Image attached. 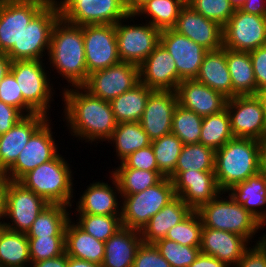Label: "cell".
Wrapping results in <instances>:
<instances>
[{
	"instance_id": "6da1fadb",
	"label": "cell",
	"mask_w": 266,
	"mask_h": 267,
	"mask_svg": "<svg viewBox=\"0 0 266 267\" xmlns=\"http://www.w3.org/2000/svg\"><path fill=\"white\" fill-rule=\"evenodd\" d=\"M61 90L63 121L71 136L91 145L108 142L117 125L110 101L92 95L83 86Z\"/></svg>"
},
{
	"instance_id": "7a4b0ae2",
	"label": "cell",
	"mask_w": 266,
	"mask_h": 267,
	"mask_svg": "<svg viewBox=\"0 0 266 267\" xmlns=\"http://www.w3.org/2000/svg\"><path fill=\"white\" fill-rule=\"evenodd\" d=\"M45 58L49 62L48 66L56 69L63 80L67 81L68 86L65 84L62 89L83 86L87 81L83 26L59 18L53 26L50 48Z\"/></svg>"
},
{
	"instance_id": "3957f363",
	"label": "cell",
	"mask_w": 266,
	"mask_h": 267,
	"mask_svg": "<svg viewBox=\"0 0 266 267\" xmlns=\"http://www.w3.org/2000/svg\"><path fill=\"white\" fill-rule=\"evenodd\" d=\"M258 140L233 137L215 151V177L219 189L232 186L260 172Z\"/></svg>"
},
{
	"instance_id": "277c9868",
	"label": "cell",
	"mask_w": 266,
	"mask_h": 267,
	"mask_svg": "<svg viewBox=\"0 0 266 267\" xmlns=\"http://www.w3.org/2000/svg\"><path fill=\"white\" fill-rule=\"evenodd\" d=\"M59 153L25 174L18 182L43 197L49 204L73 206L75 188L72 167Z\"/></svg>"
},
{
	"instance_id": "5b68a950",
	"label": "cell",
	"mask_w": 266,
	"mask_h": 267,
	"mask_svg": "<svg viewBox=\"0 0 266 267\" xmlns=\"http://www.w3.org/2000/svg\"><path fill=\"white\" fill-rule=\"evenodd\" d=\"M223 194L226 192H221L197 210L203 227L232 232L243 236L249 243L254 242L253 237L265 226L229 194Z\"/></svg>"
},
{
	"instance_id": "8992f818",
	"label": "cell",
	"mask_w": 266,
	"mask_h": 267,
	"mask_svg": "<svg viewBox=\"0 0 266 267\" xmlns=\"http://www.w3.org/2000/svg\"><path fill=\"white\" fill-rule=\"evenodd\" d=\"M175 197L173 182L168 177L142 192L121 196L122 227L141 231L150 218Z\"/></svg>"
},
{
	"instance_id": "52a82bcc",
	"label": "cell",
	"mask_w": 266,
	"mask_h": 267,
	"mask_svg": "<svg viewBox=\"0 0 266 267\" xmlns=\"http://www.w3.org/2000/svg\"><path fill=\"white\" fill-rule=\"evenodd\" d=\"M43 61L46 60L12 61L10 72L14 75L19 85L23 100L36 113L50 117L49 111L56 91L53 88V84H50V74L48 69H45L47 66Z\"/></svg>"
},
{
	"instance_id": "ba28073f",
	"label": "cell",
	"mask_w": 266,
	"mask_h": 267,
	"mask_svg": "<svg viewBox=\"0 0 266 267\" xmlns=\"http://www.w3.org/2000/svg\"><path fill=\"white\" fill-rule=\"evenodd\" d=\"M60 18L59 7L50 0L23 29L20 35V48H11L6 54L12 61L44 60L48 56L51 32Z\"/></svg>"
},
{
	"instance_id": "9c48e42d",
	"label": "cell",
	"mask_w": 266,
	"mask_h": 267,
	"mask_svg": "<svg viewBox=\"0 0 266 267\" xmlns=\"http://www.w3.org/2000/svg\"><path fill=\"white\" fill-rule=\"evenodd\" d=\"M133 19L135 15L129 14L115 24L117 47L121 62L139 66L160 43L161 31L146 21L137 24Z\"/></svg>"
},
{
	"instance_id": "30bf717a",
	"label": "cell",
	"mask_w": 266,
	"mask_h": 267,
	"mask_svg": "<svg viewBox=\"0 0 266 267\" xmlns=\"http://www.w3.org/2000/svg\"><path fill=\"white\" fill-rule=\"evenodd\" d=\"M60 18L83 26L96 24L115 25L129 15L124 0H55Z\"/></svg>"
},
{
	"instance_id": "8fae6325",
	"label": "cell",
	"mask_w": 266,
	"mask_h": 267,
	"mask_svg": "<svg viewBox=\"0 0 266 267\" xmlns=\"http://www.w3.org/2000/svg\"><path fill=\"white\" fill-rule=\"evenodd\" d=\"M48 204L43 197L25 188L18 181H9L3 226L15 232L27 233L36 217Z\"/></svg>"
},
{
	"instance_id": "7c38bea8",
	"label": "cell",
	"mask_w": 266,
	"mask_h": 267,
	"mask_svg": "<svg viewBox=\"0 0 266 267\" xmlns=\"http://www.w3.org/2000/svg\"><path fill=\"white\" fill-rule=\"evenodd\" d=\"M50 0H0V52L20 48V35Z\"/></svg>"
},
{
	"instance_id": "4fadbf2b",
	"label": "cell",
	"mask_w": 266,
	"mask_h": 267,
	"mask_svg": "<svg viewBox=\"0 0 266 267\" xmlns=\"http://www.w3.org/2000/svg\"><path fill=\"white\" fill-rule=\"evenodd\" d=\"M83 41L89 74L121 62L116 39L115 25H83Z\"/></svg>"
},
{
	"instance_id": "5bb4252c",
	"label": "cell",
	"mask_w": 266,
	"mask_h": 267,
	"mask_svg": "<svg viewBox=\"0 0 266 267\" xmlns=\"http://www.w3.org/2000/svg\"><path fill=\"white\" fill-rule=\"evenodd\" d=\"M49 118L29 139L15 163L4 173L10 181H19L37 166L54 159L58 154V144L53 136Z\"/></svg>"
},
{
	"instance_id": "9a60e30c",
	"label": "cell",
	"mask_w": 266,
	"mask_h": 267,
	"mask_svg": "<svg viewBox=\"0 0 266 267\" xmlns=\"http://www.w3.org/2000/svg\"><path fill=\"white\" fill-rule=\"evenodd\" d=\"M263 45H266V16L236 9L223 26V47L249 52Z\"/></svg>"
},
{
	"instance_id": "2e32d148",
	"label": "cell",
	"mask_w": 266,
	"mask_h": 267,
	"mask_svg": "<svg viewBox=\"0 0 266 267\" xmlns=\"http://www.w3.org/2000/svg\"><path fill=\"white\" fill-rule=\"evenodd\" d=\"M234 137L259 140L266 134L263 106L257 95H237L227 99L226 107Z\"/></svg>"
},
{
	"instance_id": "e0dca14e",
	"label": "cell",
	"mask_w": 266,
	"mask_h": 267,
	"mask_svg": "<svg viewBox=\"0 0 266 267\" xmlns=\"http://www.w3.org/2000/svg\"><path fill=\"white\" fill-rule=\"evenodd\" d=\"M139 82V66L129 62H119L89 74L83 87L92 95L111 101Z\"/></svg>"
},
{
	"instance_id": "ac0fdd59",
	"label": "cell",
	"mask_w": 266,
	"mask_h": 267,
	"mask_svg": "<svg viewBox=\"0 0 266 267\" xmlns=\"http://www.w3.org/2000/svg\"><path fill=\"white\" fill-rule=\"evenodd\" d=\"M169 178L173 182L176 196L193 211H197L222 192L214 171H174Z\"/></svg>"
},
{
	"instance_id": "d6986e66",
	"label": "cell",
	"mask_w": 266,
	"mask_h": 267,
	"mask_svg": "<svg viewBox=\"0 0 266 267\" xmlns=\"http://www.w3.org/2000/svg\"><path fill=\"white\" fill-rule=\"evenodd\" d=\"M160 43L174 59L178 73V85L182 80L195 79L207 50L173 29H165L160 32Z\"/></svg>"
},
{
	"instance_id": "ffe728a7",
	"label": "cell",
	"mask_w": 266,
	"mask_h": 267,
	"mask_svg": "<svg viewBox=\"0 0 266 267\" xmlns=\"http://www.w3.org/2000/svg\"><path fill=\"white\" fill-rule=\"evenodd\" d=\"M178 105L175 91L152 90L140 124L151 141L171 133L173 112Z\"/></svg>"
},
{
	"instance_id": "44dd1931",
	"label": "cell",
	"mask_w": 266,
	"mask_h": 267,
	"mask_svg": "<svg viewBox=\"0 0 266 267\" xmlns=\"http://www.w3.org/2000/svg\"><path fill=\"white\" fill-rule=\"evenodd\" d=\"M172 29L190 38L207 51L223 47V27L216 21L205 18L188 4L181 9Z\"/></svg>"
},
{
	"instance_id": "7402d4cb",
	"label": "cell",
	"mask_w": 266,
	"mask_h": 267,
	"mask_svg": "<svg viewBox=\"0 0 266 267\" xmlns=\"http://www.w3.org/2000/svg\"><path fill=\"white\" fill-rule=\"evenodd\" d=\"M140 82L152 90L175 91L178 88V73L174 59L159 43L139 65Z\"/></svg>"
},
{
	"instance_id": "603a6c76",
	"label": "cell",
	"mask_w": 266,
	"mask_h": 267,
	"mask_svg": "<svg viewBox=\"0 0 266 267\" xmlns=\"http://www.w3.org/2000/svg\"><path fill=\"white\" fill-rule=\"evenodd\" d=\"M49 118L41 113L25 115L0 136V174H4L15 163L31 136Z\"/></svg>"
},
{
	"instance_id": "cb8c5ba5",
	"label": "cell",
	"mask_w": 266,
	"mask_h": 267,
	"mask_svg": "<svg viewBox=\"0 0 266 267\" xmlns=\"http://www.w3.org/2000/svg\"><path fill=\"white\" fill-rule=\"evenodd\" d=\"M109 176L112 185L102 180V182L93 181L86 186L87 188L83 191V194H80V199L78 198L77 207L74 208L75 212L93 215H121L122 203H120L119 186L115 178L112 175Z\"/></svg>"
},
{
	"instance_id": "d4e9b609",
	"label": "cell",
	"mask_w": 266,
	"mask_h": 267,
	"mask_svg": "<svg viewBox=\"0 0 266 267\" xmlns=\"http://www.w3.org/2000/svg\"><path fill=\"white\" fill-rule=\"evenodd\" d=\"M178 104L205 117L225 109L227 98L195 79L182 80L176 90Z\"/></svg>"
},
{
	"instance_id": "484cf974",
	"label": "cell",
	"mask_w": 266,
	"mask_h": 267,
	"mask_svg": "<svg viewBox=\"0 0 266 267\" xmlns=\"http://www.w3.org/2000/svg\"><path fill=\"white\" fill-rule=\"evenodd\" d=\"M251 244L238 234L203 227L201 253L216 257L230 267H235Z\"/></svg>"
},
{
	"instance_id": "4316f807",
	"label": "cell",
	"mask_w": 266,
	"mask_h": 267,
	"mask_svg": "<svg viewBox=\"0 0 266 267\" xmlns=\"http://www.w3.org/2000/svg\"><path fill=\"white\" fill-rule=\"evenodd\" d=\"M142 242L139 230L121 227L105 242L101 267H132Z\"/></svg>"
},
{
	"instance_id": "83f0119b",
	"label": "cell",
	"mask_w": 266,
	"mask_h": 267,
	"mask_svg": "<svg viewBox=\"0 0 266 267\" xmlns=\"http://www.w3.org/2000/svg\"><path fill=\"white\" fill-rule=\"evenodd\" d=\"M193 210L178 196L150 218L140 231L143 243L154 244L164 239L175 225L186 219Z\"/></svg>"
},
{
	"instance_id": "f1b7e54d",
	"label": "cell",
	"mask_w": 266,
	"mask_h": 267,
	"mask_svg": "<svg viewBox=\"0 0 266 267\" xmlns=\"http://www.w3.org/2000/svg\"><path fill=\"white\" fill-rule=\"evenodd\" d=\"M71 217L65 228V252L67 256L102 265L105 242L84 231Z\"/></svg>"
},
{
	"instance_id": "f546056e",
	"label": "cell",
	"mask_w": 266,
	"mask_h": 267,
	"mask_svg": "<svg viewBox=\"0 0 266 267\" xmlns=\"http://www.w3.org/2000/svg\"><path fill=\"white\" fill-rule=\"evenodd\" d=\"M226 193L256 217L264 226L266 225L265 175L258 172L247 180L232 186Z\"/></svg>"
},
{
	"instance_id": "4dcf8cb0",
	"label": "cell",
	"mask_w": 266,
	"mask_h": 267,
	"mask_svg": "<svg viewBox=\"0 0 266 267\" xmlns=\"http://www.w3.org/2000/svg\"><path fill=\"white\" fill-rule=\"evenodd\" d=\"M195 80L216 90L227 99L232 98V81L226 62V48L207 51Z\"/></svg>"
},
{
	"instance_id": "1f68e13d",
	"label": "cell",
	"mask_w": 266,
	"mask_h": 267,
	"mask_svg": "<svg viewBox=\"0 0 266 267\" xmlns=\"http://www.w3.org/2000/svg\"><path fill=\"white\" fill-rule=\"evenodd\" d=\"M226 62L232 81V98L256 95L257 84L249 52L226 48Z\"/></svg>"
},
{
	"instance_id": "d6a6232c",
	"label": "cell",
	"mask_w": 266,
	"mask_h": 267,
	"mask_svg": "<svg viewBox=\"0 0 266 267\" xmlns=\"http://www.w3.org/2000/svg\"><path fill=\"white\" fill-rule=\"evenodd\" d=\"M152 89L139 82L110 101L117 123L140 122Z\"/></svg>"
},
{
	"instance_id": "836d02e7",
	"label": "cell",
	"mask_w": 266,
	"mask_h": 267,
	"mask_svg": "<svg viewBox=\"0 0 266 267\" xmlns=\"http://www.w3.org/2000/svg\"><path fill=\"white\" fill-rule=\"evenodd\" d=\"M29 241L26 233L0 226V267H30Z\"/></svg>"
},
{
	"instance_id": "e575fe53",
	"label": "cell",
	"mask_w": 266,
	"mask_h": 267,
	"mask_svg": "<svg viewBox=\"0 0 266 267\" xmlns=\"http://www.w3.org/2000/svg\"><path fill=\"white\" fill-rule=\"evenodd\" d=\"M68 207L64 204H48L36 217L26 236H65L66 225L73 214Z\"/></svg>"
},
{
	"instance_id": "d590c367",
	"label": "cell",
	"mask_w": 266,
	"mask_h": 267,
	"mask_svg": "<svg viewBox=\"0 0 266 267\" xmlns=\"http://www.w3.org/2000/svg\"><path fill=\"white\" fill-rule=\"evenodd\" d=\"M108 143H113L116 150L115 156L117 155L116 158L121 163L133 152L151 145V140L143 130L140 122H127L117 123Z\"/></svg>"
},
{
	"instance_id": "8d00e7d4",
	"label": "cell",
	"mask_w": 266,
	"mask_h": 267,
	"mask_svg": "<svg viewBox=\"0 0 266 267\" xmlns=\"http://www.w3.org/2000/svg\"><path fill=\"white\" fill-rule=\"evenodd\" d=\"M186 0H149L134 15L144 19L160 31L172 29Z\"/></svg>"
},
{
	"instance_id": "74e56055",
	"label": "cell",
	"mask_w": 266,
	"mask_h": 267,
	"mask_svg": "<svg viewBox=\"0 0 266 267\" xmlns=\"http://www.w3.org/2000/svg\"><path fill=\"white\" fill-rule=\"evenodd\" d=\"M109 174L117 181L121 196L142 192L164 178L159 171L134 168H113Z\"/></svg>"
},
{
	"instance_id": "f35d334b",
	"label": "cell",
	"mask_w": 266,
	"mask_h": 267,
	"mask_svg": "<svg viewBox=\"0 0 266 267\" xmlns=\"http://www.w3.org/2000/svg\"><path fill=\"white\" fill-rule=\"evenodd\" d=\"M233 137L226 108L217 114L203 117L199 143L216 151Z\"/></svg>"
},
{
	"instance_id": "ab89813d",
	"label": "cell",
	"mask_w": 266,
	"mask_h": 267,
	"mask_svg": "<svg viewBox=\"0 0 266 267\" xmlns=\"http://www.w3.org/2000/svg\"><path fill=\"white\" fill-rule=\"evenodd\" d=\"M215 150L202 143L186 144L178 157L175 171H214Z\"/></svg>"
},
{
	"instance_id": "60d3db41",
	"label": "cell",
	"mask_w": 266,
	"mask_h": 267,
	"mask_svg": "<svg viewBox=\"0 0 266 267\" xmlns=\"http://www.w3.org/2000/svg\"><path fill=\"white\" fill-rule=\"evenodd\" d=\"M159 172L164 177H170L178 162V157L184 144L172 132L151 141Z\"/></svg>"
},
{
	"instance_id": "b9f144b4",
	"label": "cell",
	"mask_w": 266,
	"mask_h": 267,
	"mask_svg": "<svg viewBox=\"0 0 266 267\" xmlns=\"http://www.w3.org/2000/svg\"><path fill=\"white\" fill-rule=\"evenodd\" d=\"M202 121V116L178 104L173 112L171 132L184 145L199 143Z\"/></svg>"
},
{
	"instance_id": "7bdbcfd3",
	"label": "cell",
	"mask_w": 266,
	"mask_h": 267,
	"mask_svg": "<svg viewBox=\"0 0 266 267\" xmlns=\"http://www.w3.org/2000/svg\"><path fill=\"white\" fill-rule=\"evenodd\" d=\"M77 214L76 223L88 234L102 242H106L122 227L121 215Z\"/></svg>"
},
{
	"instance_id": "ee69618b",
	"label": "cell",
	"mask_w": 266,
	"mask_h": 267,
	"mask_svg": "<svg viewBox=\"0 0 266 267\" xmlns=\"http://www.w3.org/2000/svg\"><path fill=\"white\" fill-rule=\"evenodd\" d=\"M203 223L197 211H193L186 219L168 230L166 239L179 245L200 247Z\"/></svg>"
},
{
	"instance_id": "f6af8a7d",
	"label": "cell",
	"mask_w": 266,
	"mask_h": 267,
	"mask_svg": "<svg viewBox=\"0 0 266 267\" xmlns=\"http://www.w3.org/2000/svg\"><path fill=\"white\" fill-rule=\"evenodd\" d=\"M154 245L172 267L190 266L201 252L200 247L179 245L166 238L158 240Z\"/></svg>"
},
{
	"instance_id": "bcb514c9",
	"label": "cell",
	"mask_w": 266,
	"mask_h": 267,
	"mask_svg": "<svg viewBox=\"0 0 266 267\" xmlns=\"http://www.w3.org/2000/svg\"><path fill=\"white\" fill-rule=\"evenodd\" d=\"M31 262L51 259L65 252V236L28 237Z\"/></svg>"
},
{
	"instance_id": "7dc6e473",
	"label": "cell",
	"mask_w": 266,
	"mask_h": 267,
	"mask_svg": "<svg viewBox=\"0 0 266 267\" xmlns=\"http://www.w3.org/2000/svg\"><path fill=\"white\" fill-rule=\"evenodd\" d=\"M186 4L205 18L216 21L222 27L235 12L229 0H186Z\"/></svg>"
},
{
	"instance_id": "c3c4849f",
	"label": "cell",
	"mask_w": 266,
	"mask_h": 267,
	"mask_svg": "<svg viewBox=\"0 0 266 267\" xmlns=\"http://www.w3.org/2000/svg\"><path fill=\"white\" fill-rule=\"evenodd\" d=\"M0 100L9 106L16 107L24 115L36 113L24 100L14 75L9 72L0 83Z\"/></svg>"
},
{
	"instance_id": "681fc988",
	"label": "cell",
	"mask_w": 266,
	"mask_h": 267,
	"mask_svg": "<svg viewBox=\"0 0 266 267\" xmlns=\"http://www.w3.org/2000/svg\"><path fill=\"white\" fill-rule=\"evenodd\" d=\"M116 168H134L148 171H159L151 145L141 148L126 157Z\"/></svg>"
},
{
	"instance_id": "f907efd6",
	"label": "cell",
	"mask_w": 266,
	"mask_h": 267,
	"mask_svg": "<svg viewBox=\"0 0 266 267\" xmlns=\"http://www.w3.org/2000/svg\"><path fill=\"white\" fill-rule=\"evenodd\" d=\"M132 267H172L154 244L143 243L136 252Z\"/></svg>"
},
{
	"instance_id": "816d5d0a",
	"label": "cell",
	"mask_w": 266,
	"mask_h": 267,
	"mask_svg": "<svg viewBox=\"0 0 266 267\" xmlns=\"http://www.w3.org/2000/svg\"><path fill=\"white\" fill-rule=\"evenodd\" d=\"M258 239L244 252L235 267H266V234Z\"/></svg>"
},
{
	"instance_id": "f5cc1de1",
	"label": "cell",
	"mask_w": 266,
	"mask_h": 267,
	"mask_svg": "<svg viewBox=\"0 0 266 267\" xmlns=\"http://www.w3.org/2000/svg\"><path fill=\"white\" fill-rule=\"evenodd\" d=\"M257 84V91L266 88V45L249 51Z\"/></svg>"
},
{
	"instance_id": "db71d44e",
	"label": "cell",
	"mask_w": 266,
	"mask_h": 267,
	"mask_svg": "<svg viewBox=\"0 0 266 267\" xmlns=\"http://www.w3.org/2000/svg\"><path fill=\"white\" fill-rule=\"evenodd\" d=\"M24 116L19 109L0 100V136L11 129Z\"/></svg>"
},
{
	"instance_id": "11a10c76",
	"label": "cell",
	"mask_w": 266,
	"mask_h": 267,
	"mask_svg": "<svg viewBox=\"0 0 266 267\" xmlns=\"http://www.w3.org/2000/svg\"><path fill=\"white\" fill-rule=\"evenodd\" d=\"M188 267H230L225 262L220 261L216 257L201 253L196 260Z\"/></svg>"
},
{
	"instance_id": "9f6ffc18",
	"label": "cell",
	"mask_w": 266,
	"mask_h": 267,
	"mask_svg": "<svg viewBox=\"0 0 266 267\" xmlns=\"http://www.w3.org/2000/svg\"><path fill=\"white\" fill-rule=\"evenodd\" d=\"M240 10L249 14L266 16V0H245Z\"/></svg>"
},
{
	"instance_id": "6f0895ef",
	"label": "cell",
	"mask_w": 266,
	"mask_h": 267,
	"mask_svg": "<svg viewBox=\"0 0 266 267\" xmlns=\"http://www.w3.org/2000/svg\"><path fill=\"white\" fill-rule=\"evenodd\" d=\"M30 267H67V254L64 252L55 258L31 262Z\"/></svg>"
},
{
	"instance_id": "680465c9",
	"label": "cell",
	"mask_w": 266,
	"mask_h": 267,
	"mask_svg": "<svg viewBox=\"0 0 266 267\" xmlns=\"http://www.w3.org/2000/svg\"><path fill=\"white\" fill-rule=\"evenodd\" d=\"M9 181L8 177L4 174H0V226H3L5 219L6 189Z\"/></svg>"
},
{
	"instance_id": "91938a15",
	"label": "cell",
	"mask_w": 266,
	"mask_h": 267,
	"mask_svg": "<svg viewBox=\"0 0 266 267\" xmlns=\"http://www.w3.org/2000/svg\"><path fill=\"white\" fill-rule=\"evenodd\" d=\"M260 172L266 176V134L258 140Z\"/></svg>"
},
{
	"instance_id": "94428289",
	"label": "cell",
	"mask_w": 266,
	"mask_h": 267,
	"mask_svg": "<svg viewBox=\"0 0 266 267\" xmlns=\"http://www.w3.org/2000/svg\"><path fill=\"white\" fill-rule=\"evenodd\" d=\"M12 60L6 53L0 52V83L3 78L10 72Z\"/></svg>"
},
{
	"instance_id": "6125c7cd",
	"label": "cell",
	"mask_w": 266,
	"mask_h": 267,
	"mask_svg": "<svg viewBox=\"0 0 266 267\" xmlns=\"http://www.w3.org/2000/svg\"><path fill=\"white\" fill-rule=\"evenodd\" d=\"M149 0H124L125 9L128 14L134 15Z\"/></svg>"
},
{
	"instance_id": "be15d7a7",
	"label": "cell",
	"mask_w": 266,
	"mask_h": 267,
	"mask_svg": "<svg viewBox=\"0 0 266 267\" xmlns=\"http://www.w3.org/2000/svg\"><path fill=\"white\" fill-rule=\"evenodd\" d=\"M67 267H101L100 265L86 260L76 259L67 256Z\"/></svg>"
},
{
	"instance_id": "e7e4bbea",
	"label": "cell",
	"mask_w": 266,
	"mask_h": 267,
	"mask_svg": "<svg viewBox=\"0 0 266 267\" xmlns=\"http://www.w3.org/2000/svg\"><path fill=\"white\" fill-rule=\"evenodd\" d=\"M256 95H257V97L260 99V101L262 103L264 117H265V120H266V88L257 91Z\"/></svg>"
},
{
	"instance_id": "03108f58",
	"label": "cell",
	"mask_w": 266,
	"mask_h": 267,
	"mask_svg": "<svg viewBox=\"0 0 266 267\" xmlns=\"http://www.w3.org/2000/svg\"><path fill=\"white\" fill-rule=\"evenodd\" d=\"M233 8L240 9L243 6L245 0H229Z\"/></svg>"
}]
</instances>
